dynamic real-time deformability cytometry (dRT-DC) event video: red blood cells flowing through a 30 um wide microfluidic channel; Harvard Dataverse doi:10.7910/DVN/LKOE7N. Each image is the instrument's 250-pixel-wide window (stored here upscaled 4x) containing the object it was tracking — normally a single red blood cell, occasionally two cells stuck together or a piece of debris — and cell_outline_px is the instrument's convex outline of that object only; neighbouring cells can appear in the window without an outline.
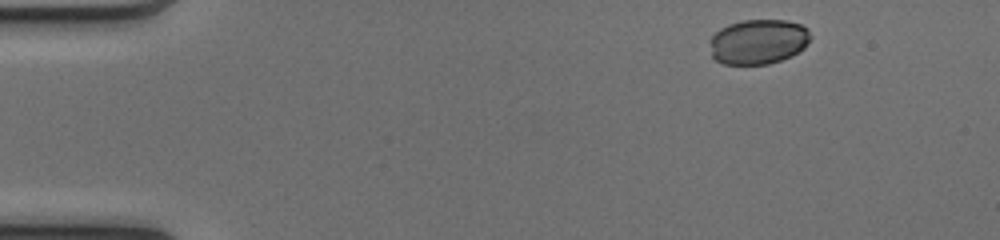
{"species": "common noctule bat (a hibernating species)", "species_latin": "Nyctalus noctula", "temperature_condition": "cold", "stored_images_in_passage": 23, "camera_frame_rate_fps": 3000, "um_per_image_px": 0.085, "animal": {"sex": "female", "body_mass_g": 17.0, "forearm_length_mm": 48.0}, "frame": {"image": 1, "passage_image": 1, "time_ms": 0.0, "image_size_px": [1000, 240], "cell_outline_px": [[812, 36], [804, 48], [792, 56], [768, 64], [724, 64], [716, 60], [712, 56], [712, 36], [720, 28], [728, 24], [744, 20], [784, 20], [800, 24], [808, 28]], "centroid_in_image_um": [64.49, 3.54], "position_along_channel_um": 20.5, "area_um2": 26.3}}
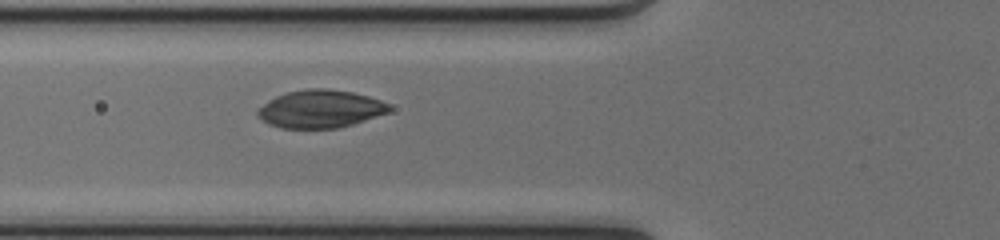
{"frame": {"image": 2, "passage_image": 14, "time_ms": 4.333, "image_size_px": [1000, 240], "cell_outline_px": [[392, 108], [388, 112], [340, 128], [280, 128], [268, 124], [256, 112], [256, 108], [268, 100], [276, 96], [288, 92], [308, 88], [324, 88], [352, 92], [368, 96], [380, 100], [388, 104]], "centroid_in_image_um": [27.2, 9.26], "position_along_channel_um": 98.6, "area_um2": 28.9}}
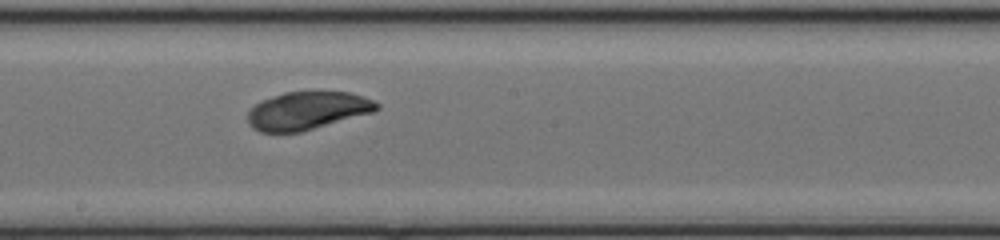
{"frame": {"image": 3, "passage_image": 23, "time_ms": 7.333, "image_size_px": [1000, 240], "cell_outline_px": [[380, 108], [372, 112], [300, 132], [260, 132], [252, 128], [248, 124], [248, 112], [260, 100], [284, 92], [348, 92], [372, 100], [380, 104]], "centroid_in_image_um": [26.08, 9.41], "position_along_channel_um": 222.1, "area_um2": 28.21}}